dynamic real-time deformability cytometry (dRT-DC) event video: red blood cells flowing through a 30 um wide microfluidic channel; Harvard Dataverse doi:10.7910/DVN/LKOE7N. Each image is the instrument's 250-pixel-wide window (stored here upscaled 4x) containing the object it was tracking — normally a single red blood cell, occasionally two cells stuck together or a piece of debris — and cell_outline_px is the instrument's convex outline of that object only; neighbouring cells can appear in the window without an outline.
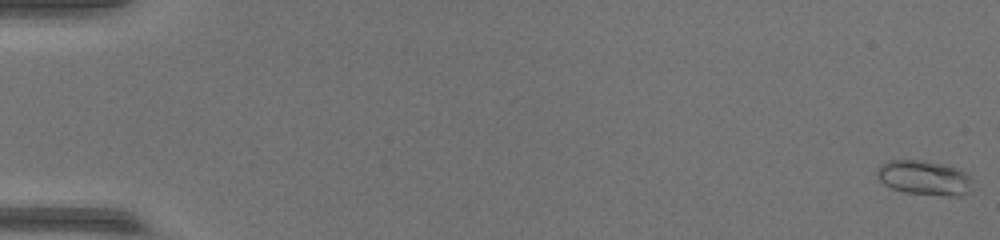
{"species": "common noctule bat (a hibernating species)", "species_latin": "Nyctalus noctula", "temperature_condition": "warm", "stored_images_in_passage": 53, "camera_frame_rate_fps": 3000, "um_per_image_px": 0.085, "animal": {"sex": "female", "body_mass_g": 17.0, "forearm_length_mm": 48.0}, "frame": {"image": 1, "passage_image": 1, "time_ms": 0.0, "image_size_px": [1000, 240], "cell_outline_px": [[976, 188], [960, 196], [948, 196], [904, 192], [892, 188], [884, 184], [876, 176], [876, 172], [880, 164], [888, 160], [924, 160], [948, 164], [964, 172], [972, 180]], "centroid_in_image_um": [78.6, 15.11], "position_along_channel_um": 6.4, "area_um2": 19.65}}
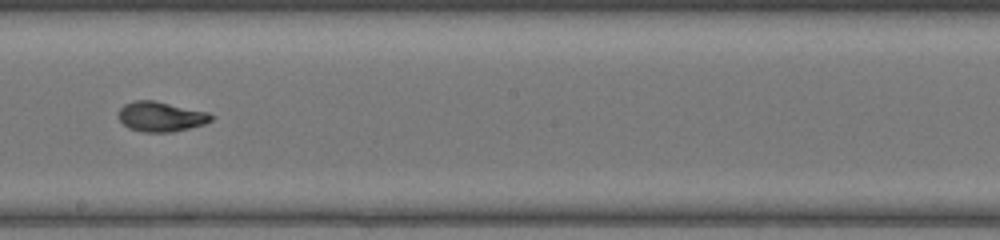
{"frame": {"image": 2, "passage_image": 31, "time_ms": 10.0, "image_size_px": [1000, 240], "cell_outline_px": [[216, 116], [212, 120], [204, 124], [172, 132], [144, 132], [128, 128], [120, 120], [116, 112], [124, 104], [136, 100], [156, 100], [208, 112]], "centroid_in_image_um": [13.67, 9.9], "position_along_channel_um": 234.5, "area_um2": 16.36}}
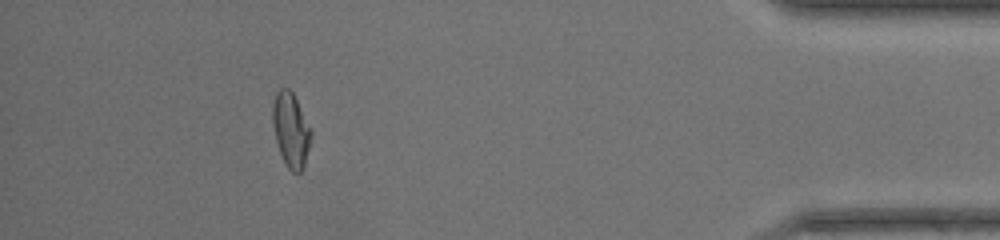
{"frame": {"image": 3, "passage_image": 48, "time_ms": 15.667, "image_size_px": [1000, 240], "cell_outline_px": [[312, 132], [304, 164], [300, 172], [292, 172], [284, 164], [276, 140], [272, 124], [272, 104], [276, 92], [280, 88], [288, 88], [292, 92]], "centroid_in_image_um": [24.69, 11.03], "position_along_channel_um": 410.5, "area_um2": 16.36}}